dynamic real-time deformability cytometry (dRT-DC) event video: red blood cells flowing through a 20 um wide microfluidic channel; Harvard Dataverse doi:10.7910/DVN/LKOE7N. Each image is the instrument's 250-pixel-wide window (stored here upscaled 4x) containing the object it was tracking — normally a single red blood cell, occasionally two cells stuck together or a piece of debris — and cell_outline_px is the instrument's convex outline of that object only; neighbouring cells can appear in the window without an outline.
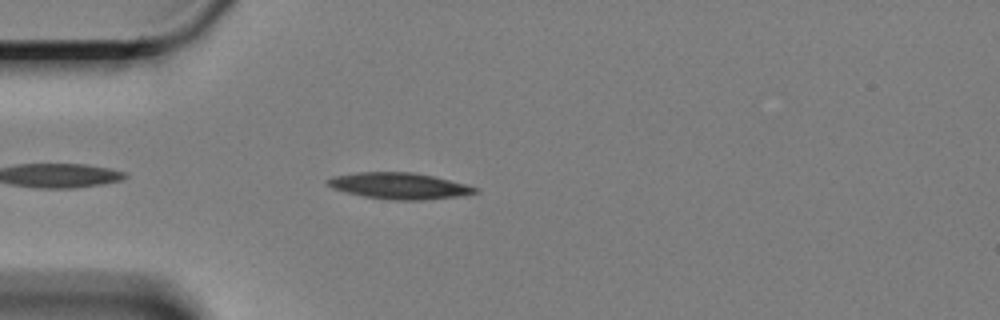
{"species": "Egyptian fruit bat (a non-hibernating species)", "species_latin": "Rousettus aegyptiacus", "temperature_condition": "cold", "stored_images_in_passage": 25, "camera_frame_rate_fps": 3000, "um_per_image_px": 0.085, "animal": {"sex": "female"}, "frame": {"image": 1, "passage_image": 5, "time_ms": 1.333, "image_size_px": [1000, 320], "cell_outline_px": [[480, 192], [452, 196], [420, 200], [400, 200], [364, 196], [344, 192], [332, 188], [324, 180], [332, 176], [356, 172], [412, 172], [432, 176], [480, 188]], "centroid_in_image_um": [33.86, 15.78], "position_along_channel_um": 51.1, "area_um2": 22.25}}
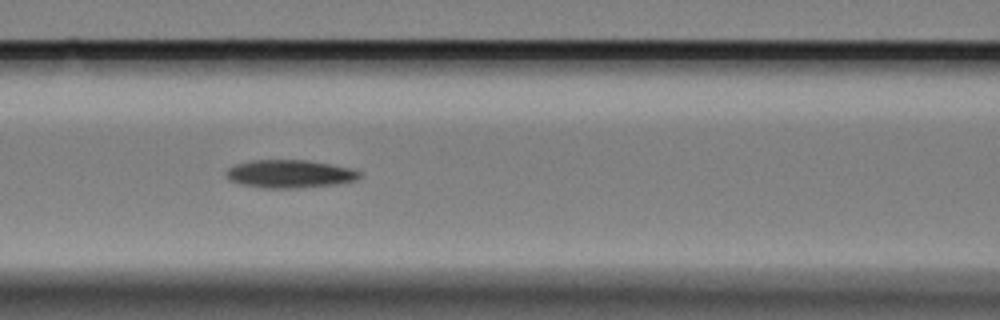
{"frame": {"image": 2, "passage_image": 14, "time_ms": 4.333, "image_size_px": [1000, 320], "cell_outline_px": [[360, 176], [356, 180], [336, 184], [292, 188], [264, 188], [244, 184], [232, 180], [228, 176], [228, 168], [236, 164], [252, 160], [308, 160], [348, 168], [360, 172]], "centroid_in_image_um": [24.64, 14.77], "position_along_channel_um": 142.0, "area_um2": 21.21}}
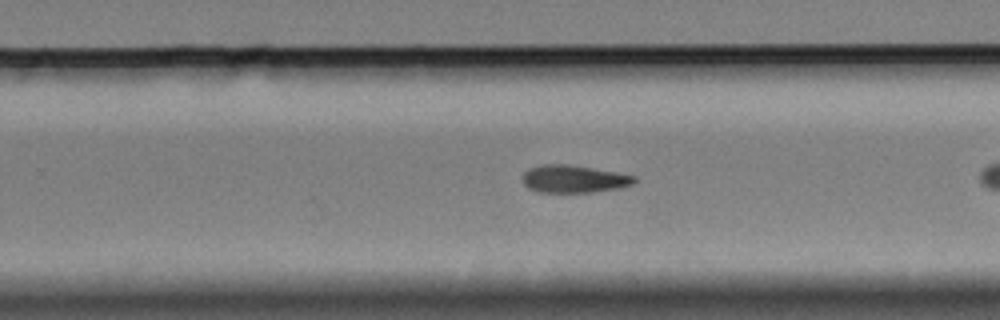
{"frame": {"image": 3, "passage_image": 23, "time_ms": 7.333, "image_size_px": [1000, 320], "cell_outline_px": [[636, 180], [632, 184], [620, 188], [592, 192], [540, 192], [528, 188], [524, 184], [524, 172], [528, 168], [540, 164], [568, 164], [616, 172], [636, 176]], "centroid_in_image_um": [48.77, 15.2], "position_along_channel_um": 281.0, "area_um2": 17.92}}